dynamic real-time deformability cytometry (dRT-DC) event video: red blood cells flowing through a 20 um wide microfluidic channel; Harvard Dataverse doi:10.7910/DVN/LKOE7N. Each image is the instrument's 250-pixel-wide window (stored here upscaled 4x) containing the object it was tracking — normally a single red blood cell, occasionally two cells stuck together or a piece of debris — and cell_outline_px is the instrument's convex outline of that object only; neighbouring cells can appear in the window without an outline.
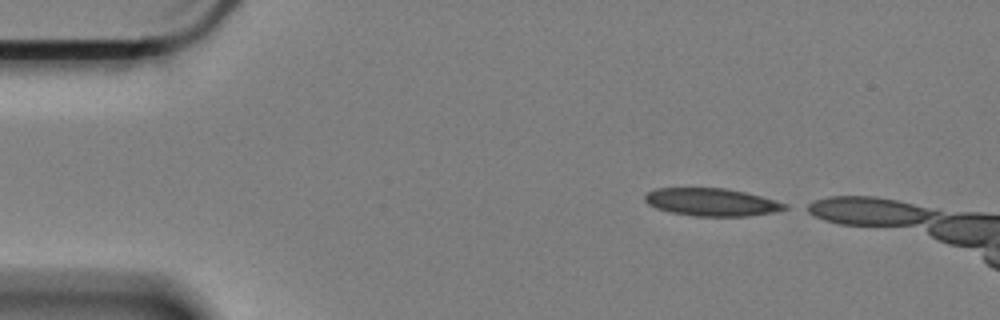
{"species": "Egyptian fruit bat (a non-hibernating species)", "species_latin": "Rousettus aegyptiacus", "temperature_condition": "cold", "stored_images_in_passage": 9, "camera_frame_rate_fps": 3000, "um_per_image_px": 0.085, "animal": {"sex": "female"}, "frame": {"image": 1, "passage_image": 1, "time_ms": 0.0, "image_size_px": [1000, 320], "cell_outline_px": [[788, 208], [772, 212], [748, 216], [692, 216], [672, 212], [656, 208], [648, 204], [644, 200], [644, 196], [648, 192], [656, 188], [724, 188], [744, 192], [760, 196], [788, 204]], "centroid_in_image_um": [60.46, 17.18], "position_along_channel_um": 24.5, "area_um2": 22.43}}